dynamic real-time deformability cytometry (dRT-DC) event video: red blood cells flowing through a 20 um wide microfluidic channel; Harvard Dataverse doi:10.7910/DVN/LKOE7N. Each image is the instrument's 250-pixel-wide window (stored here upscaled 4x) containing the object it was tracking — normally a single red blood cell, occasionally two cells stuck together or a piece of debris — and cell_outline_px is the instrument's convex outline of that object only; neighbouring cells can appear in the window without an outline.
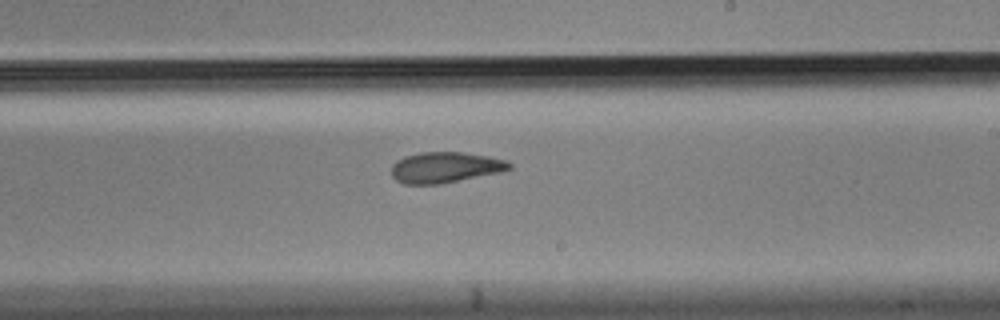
{"species": "Egyptian fruit bat (a non-hibernating species)", "species_latin": "Rousettus aegyptiacus", "temperature_condition": "cold", "stored_images_in_passage": 10, "camera_frame_rate_fps": 3000, "um_per_image_px": 0.085, "animal": {"sex": "male"}, "frame": {"image": 1, "passage_image": 9, "time_ms": 2.667, "image_size_px": [1000, 320], "cell_outline_px": [[512, 168], [500, 172], [440, 184], [404, 184], [396, 180], [392, 176], [392, 164], [396, 160], [404, 156], [420, 152], [460, 152], [488, 156], [508, 160], [512, 164]], "centroid_in_image_um": [37.83, 14.22], "position_along_channel_um": 251.2, "area_um2": 21.21}}